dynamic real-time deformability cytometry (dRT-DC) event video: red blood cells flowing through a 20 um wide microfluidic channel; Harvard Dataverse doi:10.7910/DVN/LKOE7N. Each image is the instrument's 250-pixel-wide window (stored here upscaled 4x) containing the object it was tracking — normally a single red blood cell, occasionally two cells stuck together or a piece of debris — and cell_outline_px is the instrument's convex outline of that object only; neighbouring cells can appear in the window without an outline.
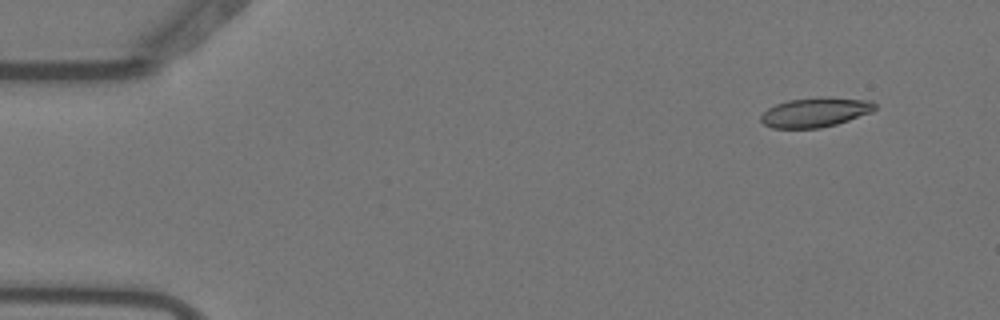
{"species": "Egyptian fruit bat (a non-hibernating species)", "species_latin": "Rousettus aegyptiacus", "temperature_condition": "warm", "stored_images_in_passage": 5, "camera_frame_rate_fps": 3000, "um_per_image_px": 0.085, "animal": {"sex": "female"}, "frame": {"image": 1, "passage_image": 2, "time_ms": 0.333, "image_size_px": [1000, 320], "cell_outline_px": [[876, 108], [872, 112], [836, 124], [820, 128], [772, 128], [764, 124], [760, 120], [760, 116], [768, 108], [776, 104], [788, 100], [820, 96], [872, 100], [876, 104]], "centroid_in_image_um": [69.31, 9.53], "position_along_channel_um": 15.7, "area_um2": 19.77}}
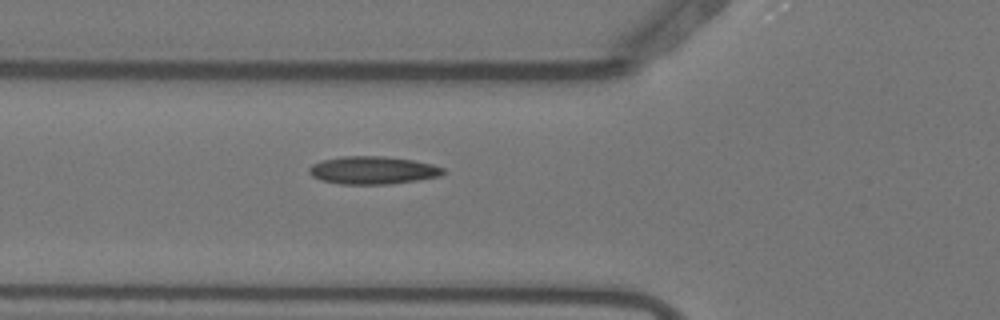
{"frame": {"image": 2, "passage_image": 5, "time_ms": 1.333, "image_size_px": [1000, 320], "cell_outline_px": [[444, 172], [440, 176], [416, 180], [388, 184], [340, 184], [320, 180], [312, 176], [308, 172], [308, 168], [312, 164], [324, 160], [340, 156], [384, 156], [412, 160], [432, 164], [444, 168]], "centroid_in_image_um": [31.65, 14.47], "position_along_channel_um": 94.1, "area_um2": 21.68}}